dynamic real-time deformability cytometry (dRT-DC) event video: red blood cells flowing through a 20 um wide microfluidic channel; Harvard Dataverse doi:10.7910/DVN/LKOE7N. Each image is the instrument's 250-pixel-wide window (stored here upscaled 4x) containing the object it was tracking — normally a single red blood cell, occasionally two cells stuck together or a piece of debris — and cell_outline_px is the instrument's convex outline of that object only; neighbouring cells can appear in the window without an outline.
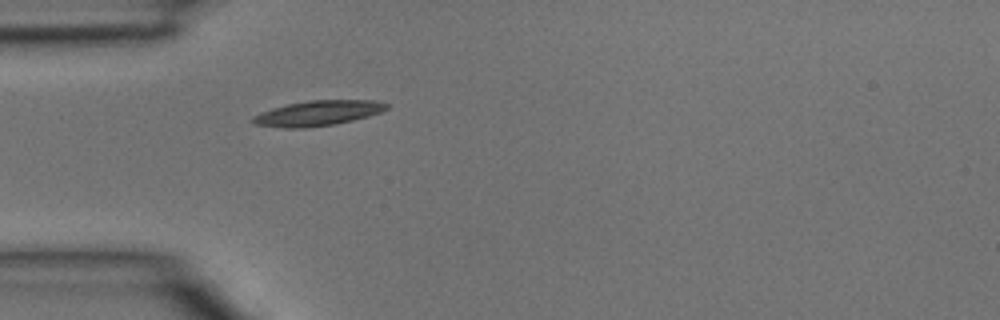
{"species": "common noctule bat (a hibernating species)", "species_latin": "Nyctalus noctula", "temperature_condition": "room temperature", "stored_images_in_passage": 1, "camera_frame_rate_fps": 3000, "um_per_image_px": 0.085, "animal": {"sex": "male", "body_mass_g": 15.6}, "frame": {"image": 1, "passage_image": 1, "time_ms": 0.0, "image_size_px": [1000, 320], "cell_outline_px": [[388, 108], [380, 112], [368, 116], [336, 124], [304, 128], [284, 128], [256, 124], [252, 120], [252, 116], [260, 112], [272, 108], [288, 104], [308, 100], [372, 100], [388, 104]], "centroid_in_image_um": [27.0, 9.62], "position_along_channel_um": 58.0, "area_um2": 19.48}}